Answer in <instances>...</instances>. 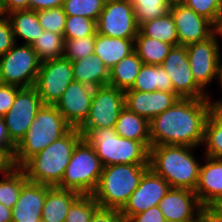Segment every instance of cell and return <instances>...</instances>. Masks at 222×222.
Listing matches in <instances>:
<instances>
[{
  "mask_svg": "<svg viewBox=\"0 0 222 222\" xmlns=\"http://www.w3.org/2000/svg\"><path fill=\"white\" fill-rule=\"evenodd\" d=\"M212 108L208 98H180L149 122L151 146L203 145L205 124Z\"/></svg>",
  "mask_w": 222,
  "mask_h": 222,
  "instance_id": "cell-1",
  "label": "cell"
},
{
  "mask_svg": "<svg viewBox=\"0 0 222 222\" xmlns=\"http://www.w3.org/2000/svg\"><path fill=\"white\" fill-rule=\"evenodd\" d=\"M194 149L195 147L183 145L151 146L149 168L164 178L170 188L195 191L201 163H198Z\"/></svg>",
  "mask_w": 222,
  "mask_h": 222,
  "instance_id": "cell-2",
  "label": "cell"
},
{
  "mask_svg": "<svg viewBox=\"0 0 222 222\" xmlns=\"http://www.w3.org/2000/svg\"><path fill=\"white\" fill-rule=\"evenodd\" d=\"M83 138L78 128H72L44 150L30 158L21 168L28 181L51 187L58 186L77 143Z\"/></svg>",
  "mask_w": 222,
  "mask_h": 222,
  "instance_id": "cell-3",
  "label": "cell"
},
{
  "mask_svg": "<svg viewBox=\"0 0 222 222\" xmlns=\"http://www.w3.org/2000/svg\"><path fill=\"white\" fill-rule=\"evenodd\" d=\"M73 127L55 105H42L12 157L14 167H22L30 158L68 133Z\"/></svg>",
  "mask_w": 222,
  "mask_h": 222,
  "instance_id": "cell-4",
  "label": "cell"
},
{
  "mask_svg": "<svg viewBox=\"0 0 222 222\" xmlns=\"http://www.w3.org/2000/svg\"><path fill=\"white\" fill-rule=\"evenodd\" d=\"M148 168L149 165L132 164L104 166L92 194L100 208L121 210Z\"/></svg>",
  "mask_w": 222,
  "mask_h": 222,
  "instance_id": "cell-5",
  "label": "cell"
},
{
  "mask_svg": "<svg viewBox=\"0 0 222 222\" xmlns=\"http://www.w3.org/2000/svg\"><path fill=\"white\" fill-rule=\"evenodd\" d=\"M84 138L104 166L149 165V149L142 142L120 137L114 128L92 129Z\"/></svg>",
  "mask_w": 222,
  "mask_h": 222,
  "instance_id": "cell-6",
  "label": "cell"
},
{
  "mask_svg": "<svg viewBox=\"0 0 222 222\" xmlns=\"http://www.w3.org/2000/svg\"><path fill=\"white\" fill-rule=\"evenodd\" d=\"M103 168L94 147L82 138L74 148L57 187L75 191L80 195H92L98 186Z\"/></svg>",
  "mask_w": 222,
  "mask_h": 222,
  "instance_id": "cell-7",
  "label": "cell"
},
{
  "mask_svg": "<svg viewBox=\"0 0 222 222\" xmlns=\"http://www.w3.org/2000/svg\"><path fill=\"white\" fill-rule=\"evenodd\" d=\"M41 61L31 45L17 43L0 56V83L20 88L34 87Z\"/></svg>",
  "mask_w": 222,
  "mask_h": 222,
  "instance_id": "cell-8",
  "label": "cell"
},
{
  "mask_svg": "<svg viewBox=\"0 0 222 222\" xmlns=\"http://www.w3.org/2000/svg\"><path fill=\"white\" fill-rule=\"evenodd\" d=\"M125 107V92L106 85L94 89L87 119L78 127L83 138L92 130L114 128Z\"/></svg>",
  "mask_w": 222,
  "mask_h": 222,
  "instance_id": "cell-9",
  "label": "cell"
},
{
  "mask_svg": "<svg viewBox=\"0 0 222 222\" xmlns=\"http://www.w3.org/2000/svg\"><path fill=\"white\" fill-rule=\"evenodd\" d=\"M72 81V62L59 57L41 62L34 88L43 105H56Z\"/></svg>",
  "mask_w": 222,
  "mask_h": 222,
  "instance_id": "cell-10",
  "label": "cell"
},
{
  "mask_svg": "<svg viewBox=\"0 0 222 222\" xmlns=\"http://www.w3.org/2000/svg\"><path fill=\"white\" fill-rule=\"evenodd\" d=\"M96 28L98 34L108 37L135 39L139 26L130 0H106Z\"/></svg>",
  "mask_w": 222,
  "mask_h": 222,
  "instance_id": "cell-11",
  "label": "cell"
},
{
  "mask_svg": "<svg viewBox=\"0 0 222 222\" xmlns=\"http://www.w3.org/2000/svg\"><path fill=\"white\" fill-rule=\"evenodd\" d=\"M186 48L193 78L207 94L206 88L212 80L217 79L218 61L222 54L218 33L215 32L206 40L191 43Z\"/></svg>",
  "mask_w": 222,
  "mask_h": 222,
  "instance_id": "cell-12",
  "label": "cell"
},
{
  "mask_svg": "<svg viewBox=\"0 0 222 222\" xmlns=\"http://www.w3.org/2000/svg\"><path fill=\"white\" fill-rule=\"evenodd\" d=\"M43 103L34 87L22 88L14 104L3 116L10 140L17 145L30 128Z\"/></svg>",
  "mask_w": 222,
  "mask_h": 222,
  "instance_id": "cell-13",
  "label": "cell"
},
{
  "mask_svg": "<svg viewBox=\"0 0 222 222\" xmlns=\"http://www.w3.org/2000/svg\"><path fill=\"white\" fill-rule=\"evenodd\" d=\"M162 66L171 79L174 93L180 98H209V93L206 94L193 78L186 46H173Z\"/></svg>",
  "mask_w": 222,
  "mask_h": 222,
  "instance_id": "cell-14",
  "label": "cell"
},
{
  "mask_svg": "<svg viewBox=\"0 0 222 222\" xmlns=\"http://www.w3.org/2000/svg\"><path fill=\"white\" fill-rule=\"evenodd\" d=\"M169 189V183L148 168L141 177L138 187L120 210L121 215L127 222L133 215L158 206Z\"/></svg>",
  "mask_w": 222,
  "mask_h": 222,
  "instance_id": "cell-15",
  "label": "cell"
},
{
  "mask_svg": "<svg viewBox=\"0 0 222 222\" xmlns=\"http://www.w3.org/2000/svg\"><path fill=\"white\" fill-rule=\"evenodd\" d=\"M169 12L174 19L179 45L187 46L206 40L216 32V26L211 21L182 2L171 3Z\"/></svg>",
  "mask_w": 222,
  "mask_h": 222,
  "instance_id": "cell-16",
  "label": "cell"
},
{
  "mask_svg": "<svg viewBox=\"0 0 222 222\" xmlns=\"http://www.w3.org/2000/svg\"><path fill=\"white\" fill-rule=\"evenodd\" d=\"M158 207L166 222H198L202 205L194 191L170 188Z\"/></svg>",
  "mask_w": 222,
  "mask_h": 222,
  "instance_id": "cell-17",
  "label": "cell"
},
{
  "mask_svg": "<svg viewBox=\"0 0 222 222\" xmlns=\"http://www.w3.org/2000/svg\"><path fill=\"white\" fill-rule=\"evenodd\" d=\"M94 89L74 80L56 103V108L73 128H78L87 119Z\"/></svg>",
  "mask_w": 222,
  "mask_h": 222,
  "instance_id": "cell-18",
  "label": "cell"
},
{
  "mask_svg": "<svg viewBox=\"0 0 222 222\" xmlns=\"http://www.w3.org/2000/svg\"><path fill=\"white\" fill-rule=\"evenodd\" d=\"M125 106L149 122L166 109L172 107L180 97L174 92H140L125 90Z\"/></svg>",
  "mask_w": 222,
  "mask_h": 222,
  "instance_id": "cell-19",
  "label": "cell"
},
{
  "mask_svg": "<svg viewBox=\"0 0 222 222\" xmlns=\"http://www.w3.org/2000/svg\"><path fill=\"white\" fill-rule=\"evenodd\" d=\"M204 158L194 192L202 206H216L222 201V159Z\"/></svg>",
  "mask_w": 222,
  "mask_h": 222,
  "instance_id": "cell-20",
  "label": "cell"
},
{
  "mask_svg": "<svg viewBox=\"0 0 222 222\" xmlns=\"http://www.w3.org/2000/svg\"><path fill=\"white\" fill-rule=\"evenodd\" d=\"M47 185L27 181L12 209V222H41Z\"/></svg>",
  "mask_w": 222,
  "mask_h": 222,
  "instance_id": "cell-21",
  "label": "cell"
},
{
  "mask_svg": "<svg viewBox=\"0 0 222 222\" xmlns=\"http://www.w3.org/2000/svg\"><path fill=\"white\" fill-rule=\"evenodd\" d=\"M79 196L75 191L47 185L41 222H65L69 207Z\"/></svg>",
  "mask_w": 222,
  "mask_h": 222,
  "instance_id": "cell-22",
  "label": "cell"
},
{
  "mask_svg": "<svg viewBox=\"0 0 222 222\" xmlns=\"http://www.w3.org/2000/svg\"><path fill=\"white\" fill-rule=\"evenodd\" d=\"M134 51V39L108 37L96 33L94 54L110 70Z\"/></svg>",
  "mask_w": 222,
  "mask_h": 222,
  "instance_id": "cell-23",
  "label": "cell"
},
{
  "mask_svg": "<svg viewBox=\"0 0 222 222\" xmlns=\"http://www.w3.org/2000/svg\"><path fill=\"white\" fill-rule=\"evenodd\" d=\"M74 80L94 88L106 86L109 81V69L102 60L89 55L72 61Z\"/></svg>",
  "mask_w": 222,
  "mask_h": 222,
  "instance_id": "cell-24",
  "label": "cell"
},
{
  "mask_svg": "<svg viewBox=\"0 0 222 222\" xmlns=\"http://www.w3.org/2000/svg\"><path fill=\"white\" fill-rule=\"evenodd\" d=\"M114 129L120 137L142 142L150 149L149 121L130 111L126 106L121 110Z\"/></svg>",
  "mask_w": 222,
  "mask_h": 222,
  "instance_id": "cell-25",
  "label": "cell"
},
{
  "mask_svg": "<svg viewBox=\"0 0 222 222\" xmlns=\"http://www.w3.org/2000/svg\"><path fill=\"white\" fill-rule=\"evenodd\" d=\"M6 16L11 23L15 42L20 37L24 40L23 44L32 45L44 30L34 10H17Z\"/></svg>",
  "mask_w": 222,
  "mask_h": 222,
  "instance_id": "cell-26",
  "label": "cell"
},
{
  "mask_svg": "<svg viewBox=\"0 0 222 222\" xmlns=\"http://www.w3.org/2000/svg\"><path fill=\"white\" fill-rule=\"evenodd\" d=\"M127 90L140 92H174L171 79L162 65L143 64L133 86Z\"/></svg>",
  "mask_w": 222,
  "mask_h": 222,
  "instance_id": "cell-27",
  "label": "cell"
},
{
  "mask_svg": "<svg viewBox=\"0 0 222 222\" xmlns=\"http://www.w3.org/2000/svg\"><path fill=\"white\" fill-rule=\"evenodd\" d=\"M142 65L140 57L133 51L109 70L108 85L123 91L130 89Z\"/></svg>",
  "mask_w": 222,
  "mask_h": 222,
  "instance_id": "cell-28",
  "label": "cell"
},
{
  "mask_svg": "<svg viewBox=\"0 0 222 222\" xmlns=\"http://www.w3.org/2000/svg\"><path fill=\"white\" fill-rule=\"evenodd\" d=\"M137 36L161 40L173 46L179 45L177 30L170 12L163 17H158L139 25Z\"/></svg>",
  "mask_w": 222,
  "mask_h": 222,
  "instance_id": "cell-29",
  "label": "cell"
},
{
  "mask_svg": "<svg viewBox=\"0 0 222 222\" xmlns=\"http://www.w3.org/2000/svg\"><path fill=\"white\" fill-rule=\"evenodd\" d=\"M205 155L222 159V107H213L205 124Z\"/></svg>",
  "mask_w": 222,
  "mask_h": 222,
  "instance_id": "cell-30",
  "label": "cell"
},
{
  "mask_svg": "<svg viewBox=\"0 0 222 222\" xmlns=\"http://www.w3.org/2000/svg\"><path fill=\"white\" fill-rule=\"evenodd\" d=\"M172 47V44L146 36H136L134 39V51L143 64L162 65Z\"/></svg>",
  "mask_w": 222,
  "mask_h": 222,
  "instance_id": "cell-31",
  "label": "cell"
},
{
  "mask_svg": "<svg viewBox=\"0 0 222 222\" xmlns=\"http://www.w3.org/2000/svg\"><path fill=\"white\" fill-rule=\"evenodd\" d=\"M0 179V203L8 209H13L19 199L22 186L28 181L21 167H12L4 172Z\"/></svg>",
  "mask_w": 222,
  "mask_h": 222,
  "instance_id": "cell-32",
  "label": "cell"
},
{
  "mask_svg": "<svg viewBox=\"0 0 222 222\" xmlns=\"http://www.w3.org/2000/svg\"><path fill=\"white\" fill-rule=\"evenodd\" d=\"M64 36L52 31L43 30L31 45L37 53L38 59L43 62L50 59L63 57L64 53Z\"/></svg>",
  "mask_w": 222,
  "mask_h": 222,
  "instance_id": "cell-33",
  "label": "cell"
},
{
  "mask_svg": "<svg viewBox=\"0 0 222 222\" xmlns=\"http://www.w3.org/2000/svg\"><path fill=\"white\" fill-rule=\"evenodd\" d=\"M137 25L165 16L170 9V0H130Z\"/></svg>",
  "mask_w": 222,
  "mask_h": 222,
  "instance_id": "cell-34",
  "label": "cell"
},
{
  "mask_svg": "<svg viewBox=\"0 0 222 222\" xmlns=\"http://www.w3.org/2000/svg\"><path fill=\"white\" fill-rule=\"evenodd\" d=\"M106 0H64L62 8L66 16H83L97 22Z\"/></svg>",
  "mask_w": 222,
  "mask_h": 222,
  "instance_id": "cell-35",
  "label": "cell"
},
{
  "mask_svg": "<svg viewBox=\"0 0 222 222\" xmlns=\"http://www.w3.org/2000/svg\"><path fill=\"white\" fill-rule=\"evenodd\" d=\"M99 208L93 195H80L69 207L65 222H90Z\"/></svg>",
  "mask_w": 222,
  "mask_h": 222,
  "instance_id": "cell-36",
  "label": "cell"
},
{
  "mask_svg": "<svg viewBox=\"0 0 222 222\" xmlns=\"http://www.w3.org/2000/svg\"><path fill=\"white\" fill-rule=\"evenodd\" d=\"M96 21L83 16H67L64 28V40H73L85 36H96Z\"/></svg>",
  "mask_w": 222,
  "mask_h": 222,
  "instance_id": "cell-37",
  "label": "cell"
},
{
  "mask_svg": "<svg viewBox=\"0 0 222 222\" xmlns=\"http://www.w3.org/2000/svg\"><path fill=\"white\" fill-rule=\"evenodd\" d=\"M95 36H85L73 40H65L63 57L77 61L94 54Z\"/></svg>",
  "mask_w": 222,
  "mask_h": 222,
  "instance_id": "cell-38",
  "label": "cell"
},
{
  "mask_svg": "<svg viewBox=\"0 0 222 222\" xmlns=\"http://www.w3.org/2000/svg\"><path fill=\"white\" fill-rule=\"evenodd\" d=\"M37 13L40 25L45 31L63 35L67 16L62 7L40 10Z\"/></svg>",
  "mask_w": 222,
  "mask_h": 222,
  "instance_id": "cell-39",
  "label": "cell"
},
{
  "mask_svg": "<svg viewBox=\"0 0 222 222\" xmlns=\"http://www.w3.org/2000/svg\"><path fill=\"white\" fill-rule=\"evenodd\" d=\"M182 3L211 21L215 26L218 25L222 16V7L217 0H182Z\"/></svg>",
  "mask_w": 222,
  "mask_h": 222,
  "instance_id": "cell-40",
  "label": "cell"
},
{
  "mask_svg": "<svg viewBox=\"0 0 222 222\" xmlns=\"http://www.w3.org/2000/svg\"><path fill=\"white\" fill-rule=\"evenodd\" d=\"M11 23L6 15L0 14V56L15 44Z\"/></svg>",
  "mask_w": 222,
  "mask_h": 222,
  "instance_id": "cell-41",
  "label": "cell"
},
{
  "mask_svg": "<svg viewBox=\"0 0 222 222\" xmlns=\"http://www.w3.org/2000/svg\"><path fill=\"white\" fill-rule=\"evenodd\" d=\"M22 88L0 83V117H3L14 104L17 93Z\"/></svg>",
  "mask_w": 222,
  "mask_h": 222,
  "instance_id": "cell-42",
  "label": "cell"
},
{
  "mask_svg": "<svg viewBox=\"0 0 222 222\" xmlns=\"http://www.w3.org/2000/svg\"><path fill=\"white\" fill-rule=\"evenodd\" d=\"M127 222H166L158 206L133 215Z\"/></svg>",
  "mask_w": 222,
  "mask_h": 222,
  "instance_id": "cell-43",
  "label": "cell"
},
{
  "mask_svg": "<svg viewBox=\"0 0 222 222\" xmlns=\"http://www.w3.org/2000/svg\"><path fill=\"white\" fill-rule=\"evenodd\" d=\"M90 222H126L116 209L99 208L92 216Z\"/></svg>",
  "mask_w": 222,
  "mask_h": 222,
  "instance_id": "cell-44",
  "label": "cell"
},
{
  "mask_svg": "<svg viewBox=\"0 0 222 222\" xmlns=\"http://www.w3.org/2000/svg\"><path fill=\"white\" fill-rule=\"evenodd\" d=\"M198 222H222V210L217 206H202Z\"/></svg>",
  "mask_w": 222,
  "mask_h": 222,
  "instance_id": "cell-45",
  "label": "cell"
},
{
  "mask_svg": "<svg viewBox=\"0 0 222 222\" xmlns=\"http://www.w3.org/2000/svg\"><path fill=\"white\" fill-rule=\"evenodd\" d=\"M31 0H3L0 14L7 15L17 10H30Z\"/></svg>",
  "mask_w": 222,
  "mask_h": 222,
  "instance_id": "cell-46",
  "label": "cell"
},
{
  "mask_svg": "<svg viewBox=\"0 0 222 222\" xmlns=\"http://www.w3.org/2000/svg\"><path fill=\"white\" fill-rule=\"evenodd\" d=\"M15 146L16 145L10 140L3 117H0V147L13 157Z\"/></svg>",
  "mask_w": 222,
  "mask_h": 222,
  "instance_id": "cell-47",
  "label": "cell"
},
{
  "mask_svg": "<svg viewBox=\"0 0 222 222\" xmlns=\"http://www.w3.org/2000/svg\"><path fill=\"white\" fill-rule=\"evenodd\" d=\"M64 0H31L30 10L40 11L62 7Z\"/></svg>",
  "mask_w": 222,
  "mask_h": 222,
  "instance_id": "cell-48",
  "label": "cell"
},
{
  "mask_svg": "<svg viewBox=\"0 0 222 222\" xmlns=\"http://www.w3.org/2000/svg\"><path fill=\"white\" fill-rule=\"evenodd\" d=\"M13 167L12 157L0 147V173L7 172Z\"/></svg>",
  "mask_w": 222,
  "mask_h": 222,
  "instance_id": "cell-49",
  "label": "cell"
},
{
  "mask_svg": "<svg viewBox=\"0 0 222 222\" xmlns=\"http://www.w3.org/2000/svg\"><path fill=\"white\" fill-rule=\"evenodd\" d=\"M222 55H220V58H219V61H218V70H217V79L216 81L218 80V83L221 87V90H222ZM209 101L210 103L212 104L213 107H222V99L220 100H215V102L211 101L212 98H210L209 96Z\"/></svg>",
  "mask_w": 222,
  "mask_h": 222,
  "instance_id": "cell-50",
  "label": "cell"
},
{
  "mask_svg": "<svg viewBox=\"0 0 222 222\" xmlns=\"http://www.w3.org/2000/svg\"><path fill=\"white\" fill-rule=\"evenodd\" d=\"M11 212L12 209H8L0 203V222H12Z\"/></svg>",
  "mask_w": 222,
  "mask_h": 222,
  "instance_id": "cell-51",
  "label": "cell"
},
{
  "mask_svg": "<svg viewBox=\"0 0 222 222\" xmlns=\"http://www.w3.org/2000/svg\"><path fill=\"white\" fill-rule=\"evenodd\" d=\"M216 32L218 33V36L222 38V16L219 20L218 25L216 26Z\"/></svg>",
  "mask_w": 222,
  "mask_h": 222,
  "instance_id": "cell-52",
  "label": "cell"
},
{
  "mask_svg": "<svg viewBox=\"0 0 222 222\" xmlns=\"http://www.w3.org/2000/svg\"><path fill=\"white\" fill-rule=\"evenodd\" d=\"M216 206L222 210V201H220Z\"/></svg>",
  "mask_w": 222,
  "mask_h": 222,
  "instance_id": "cell-53",
  "label": "cell"
},
{
  "mask_svg": "<svg viewBox=\"0 0 222 222\" xmlns=\"http://www.w3.org/2000/svg\"><path fill=\"white\" fill-rule=\"evenodd\" d=\"M172 3L173 2H182V0H170Z\"/></svg>",
  "mask_w": 222,
  "mask_h": 222,
  "instance_id": "cell-54",
  "label": "cell"
},
{
  "mask_svg": "<svg viewBox=\"0 0 222 222\" xmlns=\"http://www.w3.org/2000/svg\"><path fill=\"white\" fill-rule=\"evenodd\" d=\"M219 5L222 7V0H217Z\"/></svg>",
  "mask_w": 222,
  "mask_h": 222,
  "instance_id": "cell-55",
  "label": "cell"
}]
</instances>
